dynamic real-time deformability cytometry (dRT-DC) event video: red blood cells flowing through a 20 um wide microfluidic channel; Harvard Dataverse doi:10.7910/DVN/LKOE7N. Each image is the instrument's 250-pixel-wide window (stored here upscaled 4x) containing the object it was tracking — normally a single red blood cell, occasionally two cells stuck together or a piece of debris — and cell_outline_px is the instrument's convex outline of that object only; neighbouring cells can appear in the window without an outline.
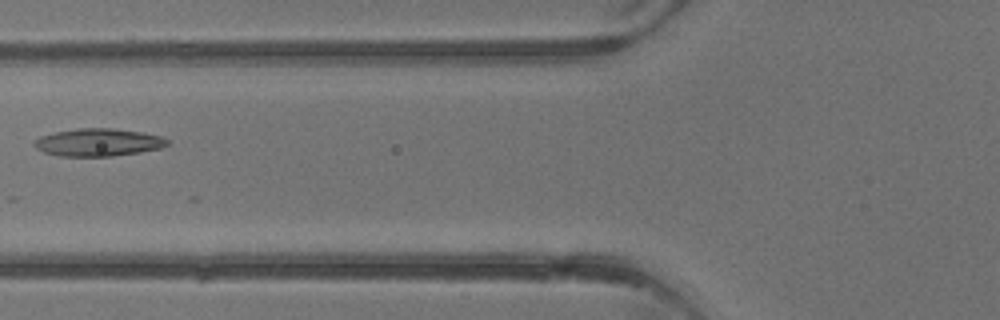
{"species": "common noctule bat (a hibernating species)", "species_latin": "Nyctalus noctula", "temperature_condition": "warm", "stored_images_in_passage": 5, "camera_frame_rate_fps": 3000, "um_per_image_px": 0.085, "animal": {"sex": "male", "body_mass_g": 13.3}, "frame": {"image": 1, "passage_image": 5, "time_ms": 4.667, "image_size_px": [1000, 320], "cell_outline_px": [[168, 144], [160, 148], [140, 152], [112, 156], [60, 156], [44, 152], [36, 148], [32, 144], [40, 136], [56, 132], [76, 128], [112, 128], [140, 132], [160, 136], [168, 140]], "centroid_in_image_um": [8.33, 12.1], "position_along_channel_um": 117.5, "area_um2": 21.27}}